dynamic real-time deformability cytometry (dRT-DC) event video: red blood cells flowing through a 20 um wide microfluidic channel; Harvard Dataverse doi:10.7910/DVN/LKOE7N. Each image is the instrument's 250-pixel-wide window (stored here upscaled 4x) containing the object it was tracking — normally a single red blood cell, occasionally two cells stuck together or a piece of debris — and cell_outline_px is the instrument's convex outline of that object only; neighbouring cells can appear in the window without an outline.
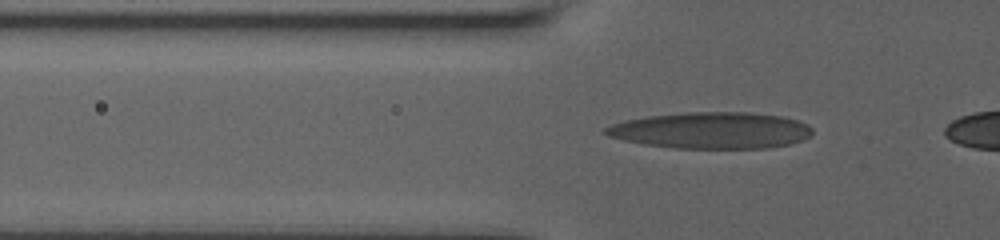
{"species": "human", "species_latin": "Homo sapiens", "temperature_condition": "room temperature", "stored_images_in_passage": 36, "camera_frame_rate_fps": 3000, "um_per_image_px": 0.085, "donor": {"sex": "male"}, "frame": {"image": 1, "passage_image": 5, "time_ms": 1.333, "image_size_px": [1000, 240], "cell_outline_px": [[812, 132], [808, 136], [800, 140], [788, 144], [768, 148], [676, 148], [644, 144], [624, 140], [608, 136], [600, 132], [604, 128], [612, 124], [624, 120], [648, 116], [684, 112], [748, 112], [784, 116], [808, 124], [812, 128]], "centroid_in_image_um": [60.42, 11.07], "position_along_channel_um": 65.4, "area_um2": 43.99}}
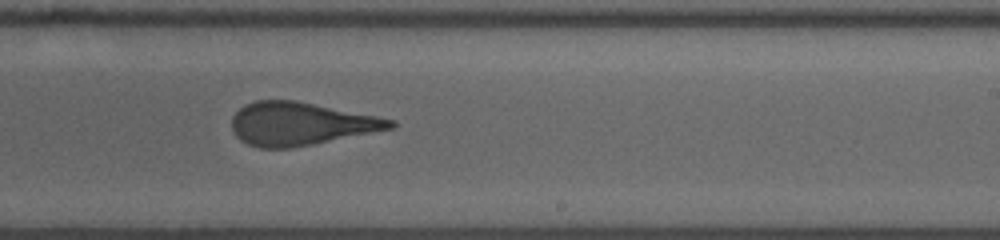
{"frame": {"image": 2, "passage_image": 21, "time_ms": 6.667, "image_size_px": [1000, 240], "cell_outline_px": [[396, 124], [392, 128], [292, 148], [260, 148], [248, 144], [240, 140], [236, 136], [232, 128], [232, 116], [244, 104], [256, 100], [296, 100], [396, 120]], "centroid_in_image_um": [25.5, 10.51], "position_along_channel_um": 263.5, "area_um2": 39.48}}
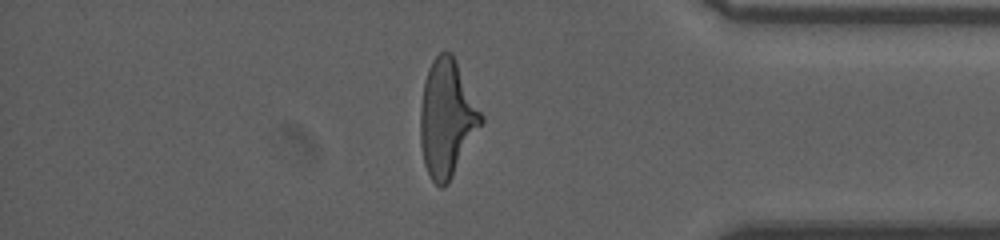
{"frame": {"image": 3, "passage_image": 33, "time_ms": 10.667, "image_size_px": [1000, 240], "cell_outline_px": [[484, 120], [448, 184], [444, 188], [440, 188], [432, 180], [424, 164], [420, 144], [420, 108], [424, 80], [428, 68], [432, 60], [440, 52], [452, 52], [484, 116]], "centroid_in_image_um": [37.98, 10.05], "position_along_channel_um": 397.2, "area_um2": 41.5}}